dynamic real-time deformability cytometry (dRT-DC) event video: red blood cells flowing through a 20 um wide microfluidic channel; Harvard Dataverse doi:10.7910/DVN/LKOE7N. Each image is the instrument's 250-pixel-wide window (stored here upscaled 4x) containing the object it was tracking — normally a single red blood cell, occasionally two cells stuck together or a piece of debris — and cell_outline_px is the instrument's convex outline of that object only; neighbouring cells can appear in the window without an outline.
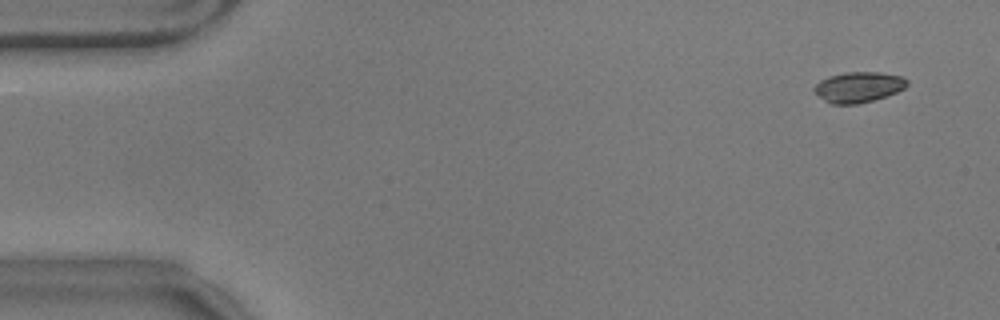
{"species": "common noctule bat (a hibernating species)", "species_latin": "Nyctalus noctula", "temperature_condition": "warm", "stored_images_in_passage": 6, "camera_frame_rate_fps": 3000, "um_per_image_px": 0.085, "animal": {"sex": "male", "body_mass_g": 17.9}, "frame": {"image": 1, "passage_image": 3, "time_ms": 0.667, "image_size_px": [1000, 320], "cell_outline_px": [[908, 84], [904, 88], [896, 92], [872, 100], [856, 104], [832, 104], [824, 100], [812, 88], [820, 80], [828, 76], [844, 72], [880, 72], [900, 76], [908, 80]], "centroid_in_image_um": [72.95, 7.39], "position_along_channel_um": 12.0, "area_um2": 16.36}}